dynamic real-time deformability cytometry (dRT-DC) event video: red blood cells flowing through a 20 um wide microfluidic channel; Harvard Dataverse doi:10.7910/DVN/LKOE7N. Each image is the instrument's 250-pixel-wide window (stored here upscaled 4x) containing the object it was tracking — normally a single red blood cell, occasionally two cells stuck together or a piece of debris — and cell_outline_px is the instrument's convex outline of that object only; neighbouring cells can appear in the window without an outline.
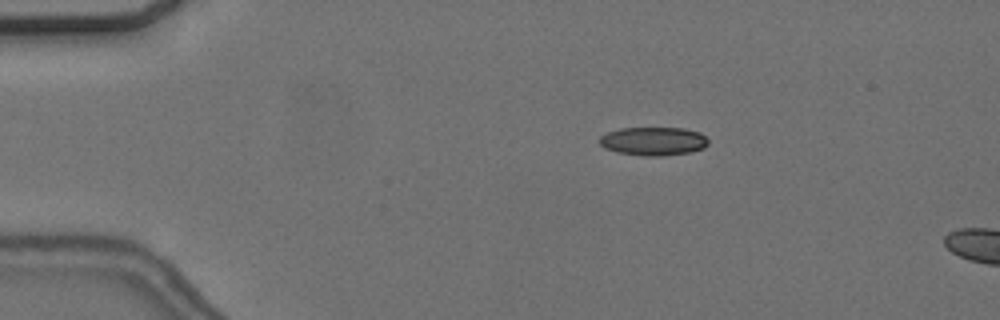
{"species": "common noctule bat (a hibernating species)", "species_latin": "Nyctalus noctula", "temperature_condition": "cold", "stored_images_in_passage": 18, "camera_frame_rate_fps": 3000, "um_per_image_px": 0.085, "animal": {"sex": "female", "body_mass_g": 24.6, "forearm_length_mm": 56.2}, "frame": {"image": 1, "passage_image": 11, "time_ms": 3.333, "image_size_px": [1000, 320], "cell_outline_px": [[708, 144], [704, 148], [688, 152], [664, 156], [644, 156], [616, 152], [604, 148], [600, 144], [600, 136], [608, 132], [620, 128], [684, 128], [700, 132], [708, 140]], "centroid_in_image_um": [55.53, 12.0], "position_along_channel_um": 29.5, "area_um2": 18.09}}